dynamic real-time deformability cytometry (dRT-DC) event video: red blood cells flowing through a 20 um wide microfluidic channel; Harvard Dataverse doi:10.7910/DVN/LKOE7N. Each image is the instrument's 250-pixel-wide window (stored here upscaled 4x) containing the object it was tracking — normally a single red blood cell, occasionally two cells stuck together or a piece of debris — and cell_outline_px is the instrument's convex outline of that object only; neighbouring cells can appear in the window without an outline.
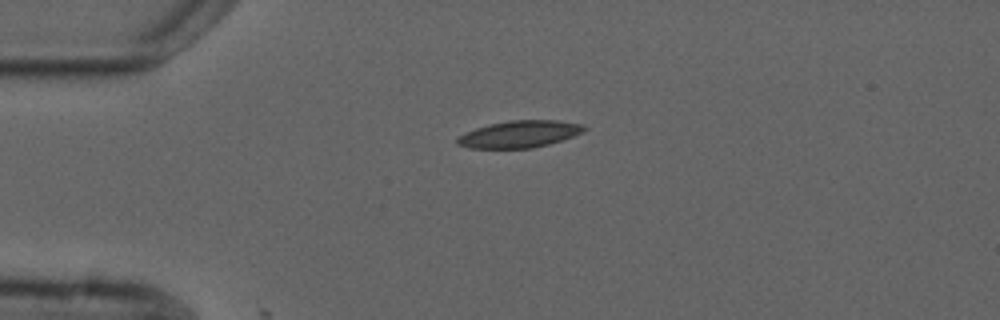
{"species": "common noctule bat (a hibernating species)", "species_latin": "Nyctalus noctula", "temperature_condition": "cold", "stored_images_in_passage": 3, "camera_frame_rate_fps": 3000, "um_per_image_px": 0.085, "animal": {"sex": "male", "forearm_length_mm": 52.5}, "frame": {"image": 1, "passage_image": 1, "time_ms": 0.0, "image_size_px": [1000, 320], "cell_outline_px": [[588, 128], [584, 132], [548, 144], [532, 148], [468, 148], [456, 144], [456, 136], [476, 128], [488, 124], [508, 120], [556, 120], [584, 124]], "centroid_in_image_um": [44.13, 11.39], "position_along_channel_um": 40.9, "area_um2": 20.06}}
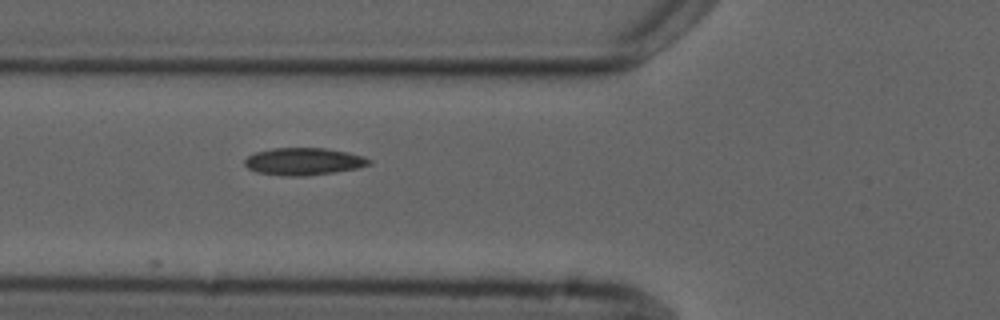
{"frame": {"image": 2, "passage_image": 3, "time_ms": 2.333, "image_size_px": [1000, 320], "cell_outline_px": [[372, 164], [356, 168], [332, 172], [304, 176], [284, 176], [256, 172], [248, 168], [244, 164], [244, 160], [248, 156], [256, 152], [272, 148], [324, 148], [348, 152], [364, 156], [372, 160]], "centroid_in_image_um": [25.81, 13.72], "position_along_channel_um": 100.0, "area_um2": 19.77}}